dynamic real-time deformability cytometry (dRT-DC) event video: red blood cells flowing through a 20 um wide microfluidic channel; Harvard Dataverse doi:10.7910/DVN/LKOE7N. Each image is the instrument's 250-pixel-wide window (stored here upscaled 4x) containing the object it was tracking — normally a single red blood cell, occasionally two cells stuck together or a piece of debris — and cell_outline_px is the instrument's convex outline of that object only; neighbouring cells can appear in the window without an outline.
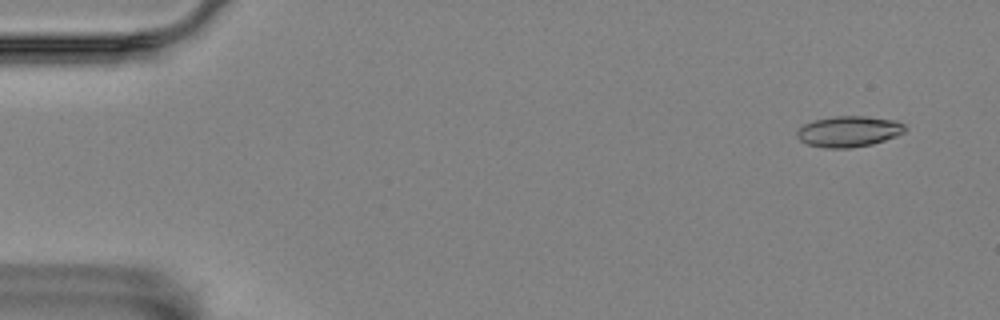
{"species": "Egyptian fruit bat (a non-hibernating species)", "species_latin": "Rousettus aegyptiacus", "temperature_condition": "room temperature", "stored_images_in_passage": 5, "camera_frame_rate_fps": 3000, "um_per_image_px": 0.085, "animal": {"sex": "female"}, "frame": {"image": 1, "passage_image": 1, "time_ms": 0.0, "image_size_px": [1000, 320], "cell_outline_px": [[908, 128], [904, 132], [896, 136], [872, 144], [848, 148], [824, 148], [808, 144], [800, 140], [796, 136], [796, 132], [804, 124], [816, 120], [832, 116], [868, 116], [896, 120], [904, 124]], "centroid_in_image_um": [72.17, 11.16], "position_along_channel_um": 12.8, "area_um2": 19.48}}